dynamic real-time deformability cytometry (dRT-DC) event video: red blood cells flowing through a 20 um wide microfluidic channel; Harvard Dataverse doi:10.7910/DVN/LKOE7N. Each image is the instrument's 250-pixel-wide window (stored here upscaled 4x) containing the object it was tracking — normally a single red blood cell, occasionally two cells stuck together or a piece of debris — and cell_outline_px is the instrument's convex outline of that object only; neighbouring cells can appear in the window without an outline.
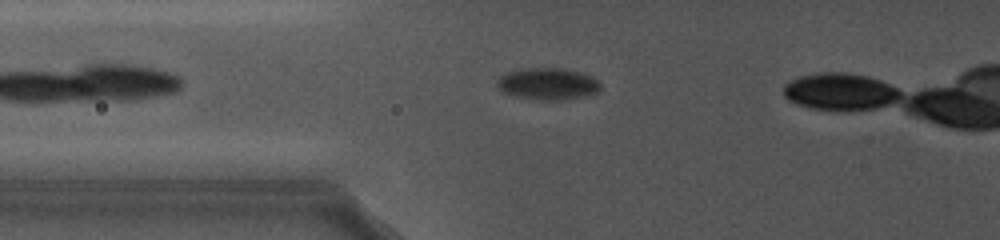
{"species": "common noctule bat (a hibernating species)", "species_latin": "Nyctalus noctula", "temperature_condition": "cold", "stored_images_in_passage": 5, "camera_frame_rate_fps": 5000, "um_per_image_px": 0.085, "animal": {"sex": "female", "body_mass_g": 19.0, "forearm_length_mm": 56.7}, "frame": {"image": 1, "passage_image": 2, "time_ms": 0.2, "image_size_px": [1000, 240], "cell_outline_px": [[600, 88], [596, 92], [580, 96], [520, 96], [504, 92], [496, 84], [496, 80], [500, 76], [508, 72], [520, 68], [564, 68], [580, 72], [592, 76], [600, 84]], "centroid_in_image_um": [46.53, 7.02], "position_along_channel_um": 79.3, "area_um2": 17.69}}